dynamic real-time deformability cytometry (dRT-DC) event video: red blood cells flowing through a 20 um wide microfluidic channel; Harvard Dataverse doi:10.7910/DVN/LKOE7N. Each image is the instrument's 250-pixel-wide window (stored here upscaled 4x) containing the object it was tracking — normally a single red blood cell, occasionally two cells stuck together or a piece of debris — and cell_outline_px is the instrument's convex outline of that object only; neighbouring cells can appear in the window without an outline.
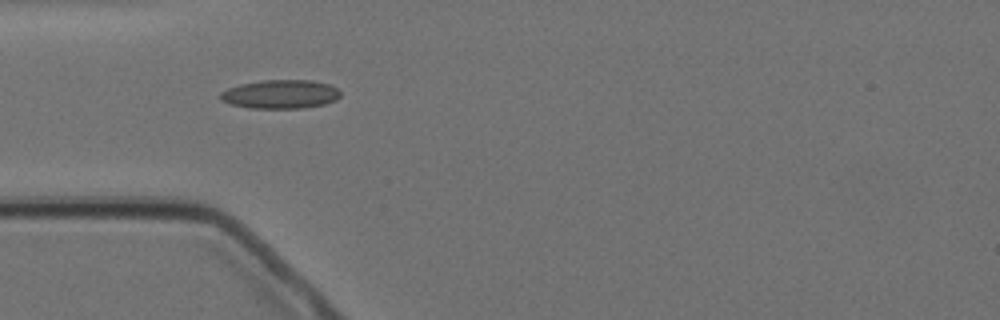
{"species": "Egyptian fruit bat (a non-hibernating species)", "species_latin": "Rousettus aegyptiacus", "temperature_condition": "cold", "stored_images_in_passage": 5, "camera_frame_rate_fps": 3000, "um_per_image_px": 0.085, "animal": {"sex": "female"}, "frame": {"image": 1, "passage_image": 4, "time_ms": 3.667, "image_size_px": [1000, 320], "cell_outline_px": [[340, 96], [336, 100], [324, 104], [304, 108], [252, 108], [232, 104], [220, 100], [220, 92], [228, 88], [240, 84], [264, 80], [312, 80], [328, 84], [336, 88], [340, 92]], "centroid_in_image_um": [23.84, 8.0], "position_along_channel_um": 61.2, "area_um2": 20.06}}
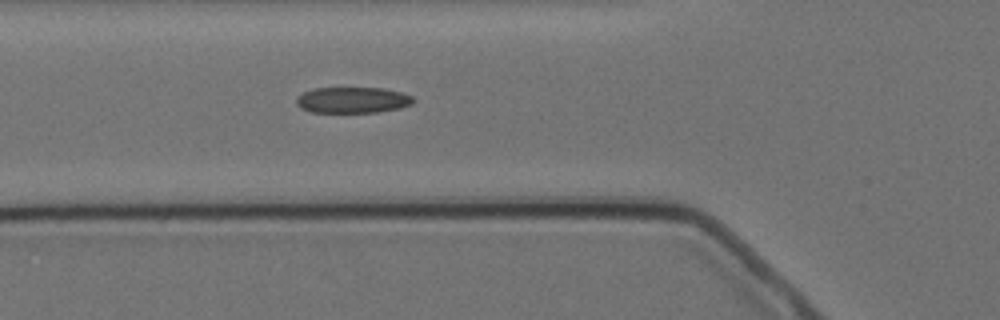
{"frame": {"image": 2, "passage_image": 5, "time_ms": 4.667, "image_size_px": [1000, 320], "cell_outline_px": [[416, 100], [412, 104], [400, 108], [376, 112], [312, 112], [300, 108], [296, 104], [296, 96], [312, 88], [384, 88], [400, 92], [412, 96]], "centroid_in_image_um": [29.96, 8.5], "position_along_channel_um": 95.8, "area_um2": 17.8}}